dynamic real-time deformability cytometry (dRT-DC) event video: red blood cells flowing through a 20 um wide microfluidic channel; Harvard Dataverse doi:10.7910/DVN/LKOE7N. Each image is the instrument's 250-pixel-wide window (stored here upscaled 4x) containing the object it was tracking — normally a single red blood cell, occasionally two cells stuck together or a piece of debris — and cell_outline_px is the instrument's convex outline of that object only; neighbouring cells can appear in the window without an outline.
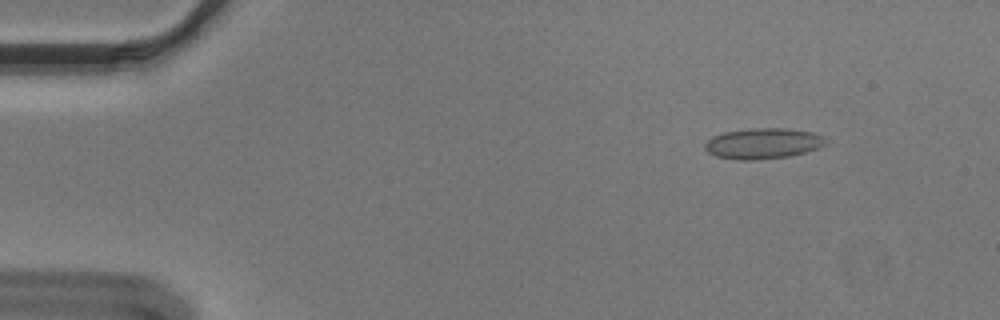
{"species": "Egyptian fruit bat (a non-hibernating species)", "species_latin": "Rousettus aegyptiacus", "temperature_condition": "cold", "stored_images_in_passage": 50, "segment_of_instrument_passage": [1, 2], "camera_frame_rate_fps": 3000, "um_per_image_px": 0.085, "animal": {"sex": "male"}, "frame": {"image": 1, "passage_image": 2, "time_ms": 0.333, "image_size_px": [1000, 320], "cell_outline_px": [[828, 144], [792, 156], [760, 160], [736, 160], [716, 156], [708, 152], [704, 148], [704, 144], [712, 136], [724, 132], [748, 128], [788, 128], [812, 132], [824, 136], [828, 140]], "centroid_in_image_um": [64.87, 12.19], "position_along_channel_um": 20.1, "area_um2": 21.96}}
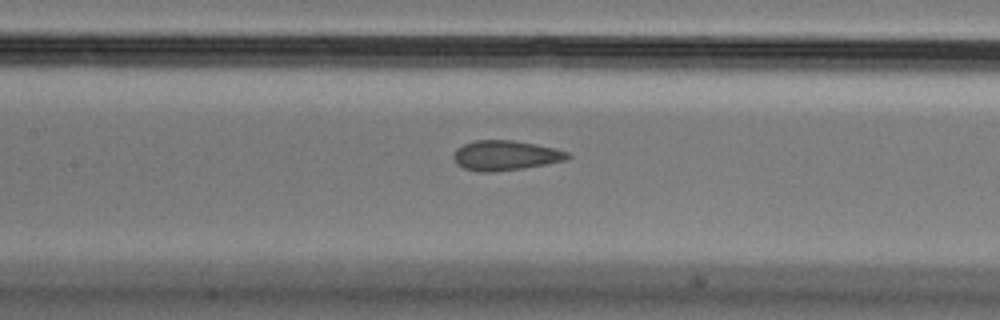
{"frame": {"image": 2, "passage_image": 21, "time_ms": 6.667, "image_size_px": [1000, 320], "cell_outline_px": [[572, 156], [568, 160], [524, 168], [492, 172], [476, 172], [464, 168], [456, 164], [452, 156], [456, 148], [464, 144], [476, 140], [512, 140], [552, 148], [568, 152]], "centroid_in_image_um": [42.93, 13.22], "position_along_channel_um": 164.5, "area_um2": 19.88}}
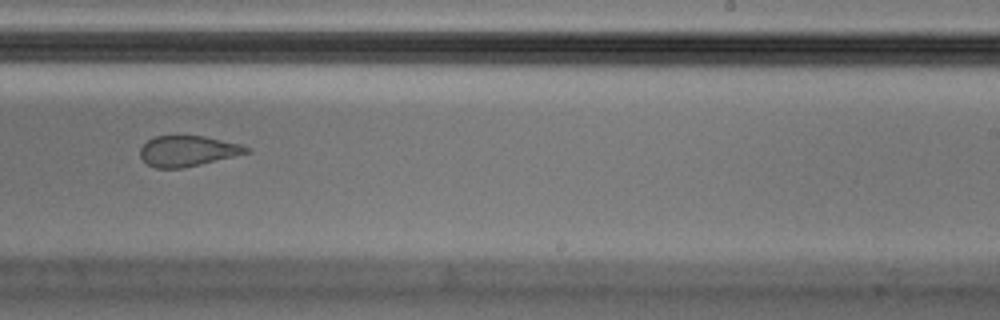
{"frame": {"image": 3, "passage_image": 30, "time_ms": 9.667, "image_size_px": [1000, 320], "cell_outline_px": [[252, 152], [184, 168], [156, 168], [148, 164], [140, 156], [140, 148], [148, 140], [156, 136], [204, 136], [240, 144], [252, 148]], "centroid_in_image_um": [15.99, 12.84], "position_along_channel_um": 273.0, "area_um2": 18.9}}